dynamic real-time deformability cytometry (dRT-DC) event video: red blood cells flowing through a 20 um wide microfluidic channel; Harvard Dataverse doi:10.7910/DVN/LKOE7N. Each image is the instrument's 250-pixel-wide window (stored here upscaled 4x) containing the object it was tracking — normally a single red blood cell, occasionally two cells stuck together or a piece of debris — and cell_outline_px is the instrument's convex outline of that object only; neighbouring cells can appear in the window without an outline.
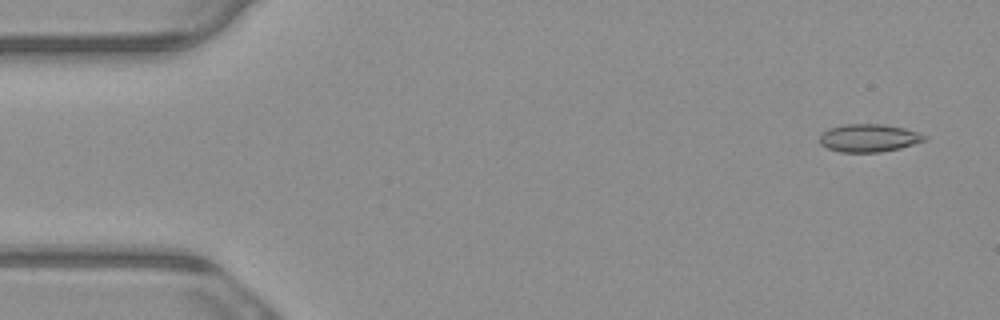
{"species": "common noctule bat (a hibernating species)", "species_latin": "Nyctalus noctula", "temperature_condition": "warm", "stored_images_in_passage": 6, "camera_frame_rate_fps": 3000, "um_per_image_px": 0.085, "animal": {"sex": "male", "body_mass_g": 23.1, "forearm_length_mm": 52.7}, "frame": {"image": 1, "passage_image": 1, "time_ms": 0.0, "image_size_px": [1000, 320], "cell_outline_px": [[928, 140], [900, 148], [880, 152], [840, 152], [828, 148], [820, 144], [820, 136], [828, 128], [840, 124], [880, 124], [904, 128], [920, 132], [928, 136]], "centroid_in_image_um": [73.88, 11.72], "position_along_channel_um": 11.1, "area_um2": 17.17}}
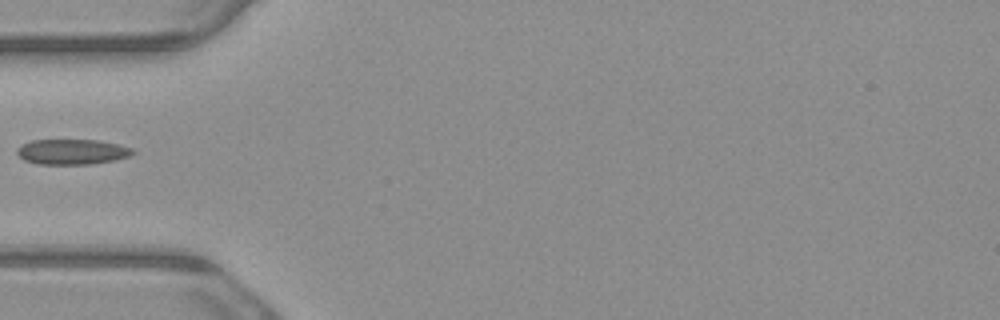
{"frame": {"image": 2, "passage_image": 5, "time_ms": 1.333, "image_size_px": [1000, 320], "cell_outline_px": [[136, 152], [128, 156], [116, 160], [88, 164], [40, 164], [24, 160], [16, 152], [16, 148], [20, 144], [32, 140], [96, 140], [120, 144], [132, 148]], "centroid_in_image_um": [6.12, 12.89], "position_along_channel_um": 78.9, "area_um2": 17.11}}
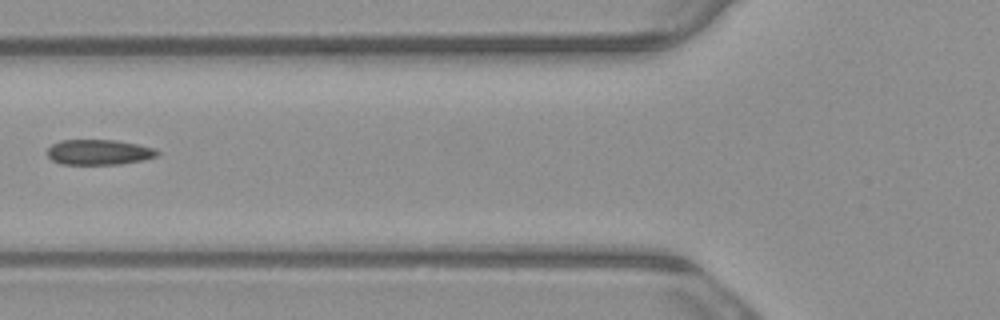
{"frame": {"image": 3, "passage_image": 6, "time_ms": 1.667, "image_size_px": [1000, 320], "cell_outline_px": [[160, 156], [144, 160], [120, 164], [60, 164], [52, 160], [48, 156], [48, 148], [52, 144], [60, 140], [116, 140], [156, 148], [160, 152]], "centroid_in_image_um": [8.45, 12.94], "position_along_channel_um": 117.4, "area_um2": 16.36}}